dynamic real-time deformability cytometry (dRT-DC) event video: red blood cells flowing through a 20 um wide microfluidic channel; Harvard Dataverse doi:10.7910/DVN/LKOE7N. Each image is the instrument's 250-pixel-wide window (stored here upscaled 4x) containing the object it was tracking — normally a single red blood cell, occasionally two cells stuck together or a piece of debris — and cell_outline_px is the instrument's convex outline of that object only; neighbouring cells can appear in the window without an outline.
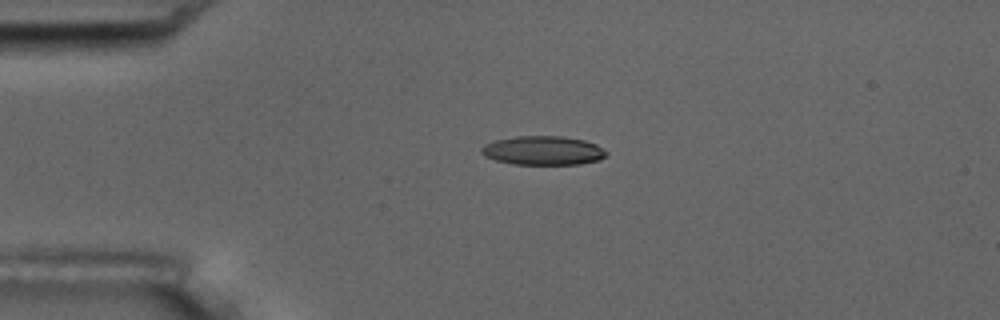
{"species": "common noctule bat (a hibernating species)", "species_latin": "Nyctalus noctula", "temperature_condition": "room temperature", "stored_images_in_passage": 4, "camera_frame_rate_fps": 3000, "um_per_image_px": 0.085, "animal": {"sex": "male", "body_mass_g": 17.5, "forearm_length_mm": 52.3}, "frame": {"image": 1, "passage_image": 2, "time_ms": 2.0, "image_size_px": [1000, 320], "cell_outline_px": [[608, 152], [600, 160], [580, 164], [512, 164], [496, 160], [484, 156], [480, 152], [480, 148], [484, 144], [496, 140], [516, 136], [564, 136], [584, 140], [596, 144]], "centroid_in_image_um": [46.15, 12.79], "position_along_channel_um": 38.9, "area_um2": 21.15}}